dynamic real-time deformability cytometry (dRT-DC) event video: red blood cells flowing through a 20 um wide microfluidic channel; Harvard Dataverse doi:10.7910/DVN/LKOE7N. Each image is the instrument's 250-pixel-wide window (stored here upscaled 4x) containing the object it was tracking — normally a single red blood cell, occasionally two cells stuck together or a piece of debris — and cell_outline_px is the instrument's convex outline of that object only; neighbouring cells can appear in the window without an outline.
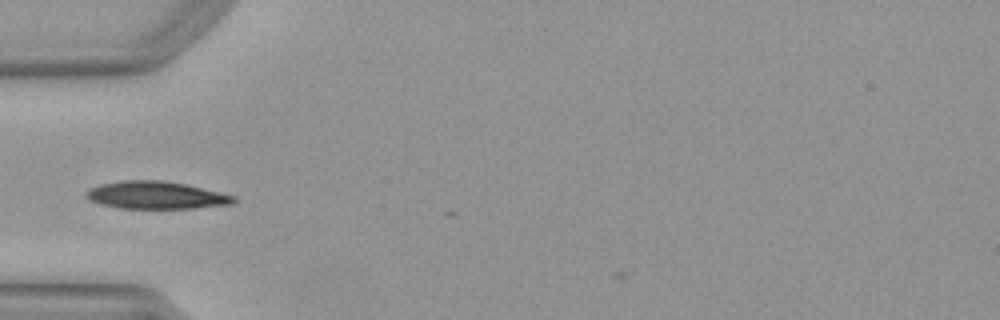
{"species": "Egyptian fruit bat (a non-hibernating species)", "species_latin": "Rousettus aegyptiacus", "temperature_condition": "warm", "stored_images_in_passage": 3, "camera_frame_rate_fps": 3000, "um_per_image_px": 0.085, "animal": {"sex": "female"}, "frame": {"image": 1, "passage_image": 2, "time_ms": 0.333, "image_size_px": [1000, 320], "cell_outline_px": [[236, 200], [232, 204], [192, 208], [120, 208], [100, 204], [88, 200], [84, 196], [84, 192], [88, 188], [100, 184], [120, 180], [164, 180], [184, 184], [220, 192], [236, 196]], "centroid_in_image_um": [13.2, 16.58], "position_along_channel_um": 71.8, "area_um2": 23.81}}